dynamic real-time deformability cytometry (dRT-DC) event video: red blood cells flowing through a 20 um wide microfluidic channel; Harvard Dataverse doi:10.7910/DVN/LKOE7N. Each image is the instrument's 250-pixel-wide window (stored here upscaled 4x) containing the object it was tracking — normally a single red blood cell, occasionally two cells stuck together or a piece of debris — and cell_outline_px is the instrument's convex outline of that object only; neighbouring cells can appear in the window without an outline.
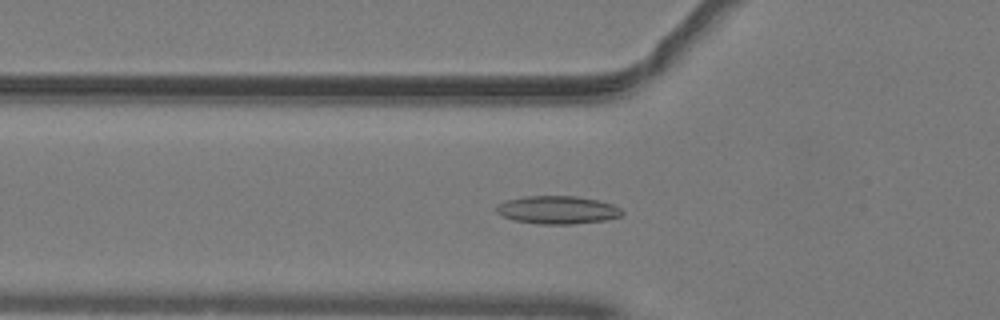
{"species": "common noctule bat (a hibernating species)", "species_latin": "Nyctalus noctula", "temperature_condition": "warm", "stored_images_in_passage": 51, "camera_frame_rate_fps": 3000, "um_per_image_px": 0.085, "animal": {"sex": "male", "body_mass_g": 19.2, "forearm_length_mm": 51.8}, "frame": {"image": 1, "passage_image": 18, "time_ms": 5.667, "image_size_px": [1000, 320], "cell_outline_px": [[624, 212], [620, 216], [604, 220], [576, 224], [540, 224], [516, 220], [504, 216], [496, 212], [496, 204], [508, 200], [524, 196], [576, 196], [596, 200], [612, 204], [620, 208]], "centroid_in_image_um": [47.39, 17.84], "position_along_channel_um": 78.4, "area_um2": 20.35}}
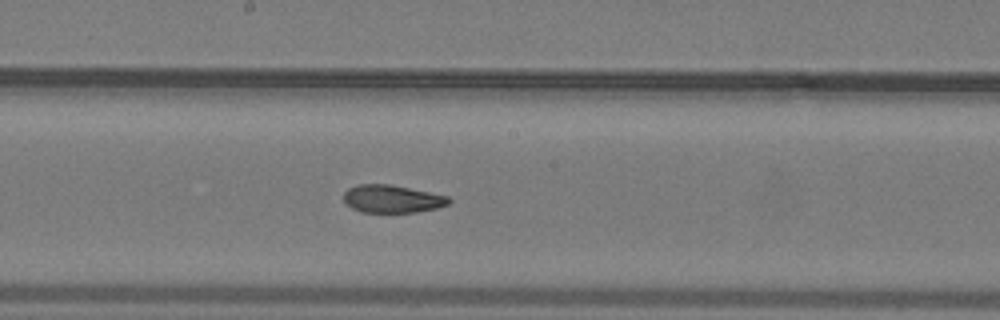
{"frame": {"image": 2, "passage_image": 28, "time_ms": 9.0, "image_size_px": [1000, 320], "cell_outline_px": [[452, 200], [448, 204], [436, 208], [416, 212], [360, 212], [352, 208], [344, 200], [344, 192], [348, 188], [356, 184], [388, 184], [448, 196]], "centroid_in_image_um": [33.31, 16.9], "position_along_channel_um": 214.9, "area_um2": 16.88}}
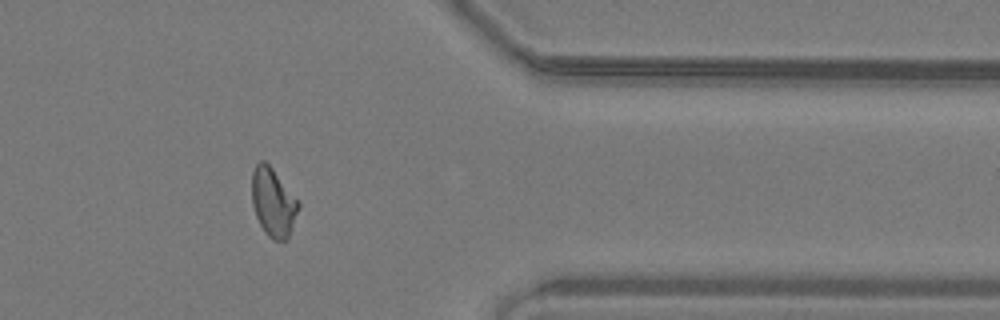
{"frame": {"image": 3, "passage_image": 42, "time_ms": 13.667, "image_size_px": [1000, 320], "cell_outline_px": [[300, 208], [288, 236], [284, 240], [272, 240], [264, 232], [256, 216], [252, 204], [252, 172], [256, 164], [260, 160], [264, 160], [272, 168], [300, 200]], "centroid_in_image_um": [23.23, 17.18], "position_along_channel_um": 388.2, "area_um2": 18.73}, "authors_computed_cell_mechanics": {"area_um2": 18.5538, "velocity_mm_per_s": 4.0617, "shape_relaxation_time_tau1_ms": 8.8114, "shape_relaxation_time_tau2_ms": 1.9268, "deformation_change_tau1": 0.2113, "deformation_change_tau2": 0.0861}}